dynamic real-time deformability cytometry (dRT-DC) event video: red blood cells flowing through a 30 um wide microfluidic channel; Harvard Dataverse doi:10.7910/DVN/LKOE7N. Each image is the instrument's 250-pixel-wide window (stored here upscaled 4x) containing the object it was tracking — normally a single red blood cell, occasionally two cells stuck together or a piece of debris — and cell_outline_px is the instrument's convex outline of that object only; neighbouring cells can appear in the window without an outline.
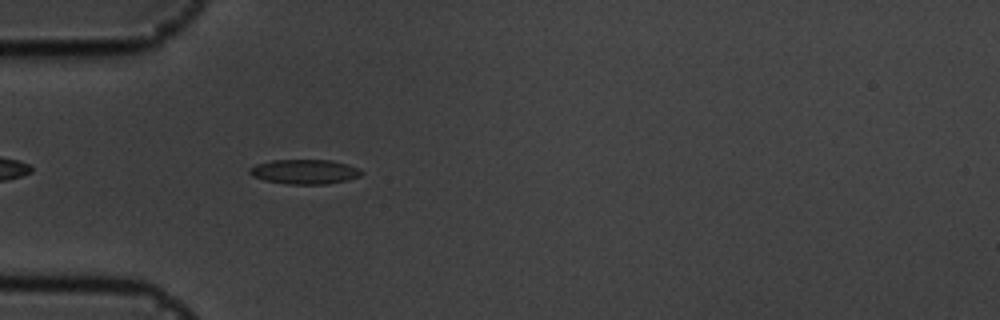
{"species": "common noctule bat (a hibernating species)", "species_latin": "Nyctalus noctula", "temperature_condition": "cold", "stored_images_in_passage": 43, "camera_frame_rate_fps": 3000, "um_per_image_px": 0.085, "animal": {"sex": "male", "body_mass_g": 19.5, "forearm_length_mm": 54.6}, "frame": {"image": 1, "passage_image": 4, "time_ms": 1.0, "image_size_px": [1000, 320], "cell_outline_px": [[364, 172], [360, 176], [348, 180], [328, 184], [288, 184], [264, 180], [252, 176], [248, 172], [248, 168], [256, 164], [272, 160], [332, 160], [348, 164], [360, 168]], "centroid_in_image_um": [25.91, 14.59], "position_along_channel_um": 59.1, "area_um2": 16.24}}
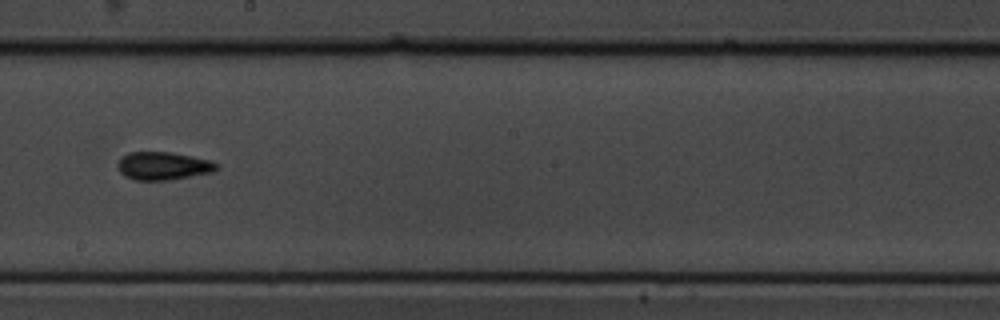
{"frame": {"image": 2, "passage_image": 19, "time_ms": 6.0, "image_size_px": [1000, 320], "cell_outline_px": [[220, 168], [212, 172], [168, 180], [136, 180], [124, 176], [116, 168], [116, 164], [120, 156], [128, 152], [172, 152], [192, 156], [208, 160], [220, 164]], "centroid_in_image_um": [13.83, 14.09], "position_along_channel_um": 234.4, "area_um2": 16.36}}
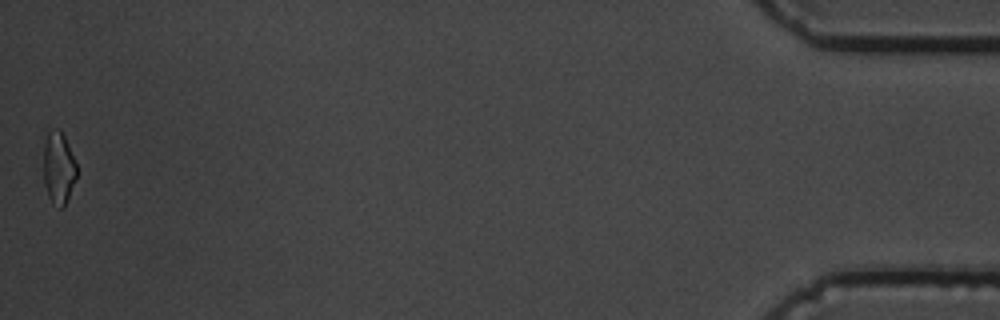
{"frame": {"image": 3, "passage_image": 43, "time_ms": 14.0, "image_size_px": [1000, 320], "cell_outline_px": [[76, 180], [64, 208], [60, 208], [52, 204], [48, 196], [44, 184], [44, 144], [48, 132], [56, 128], [60, 128], [64, 136], [76, 164]], "centroid_in_image_um": [4.97, 14.31], "position_along_channel_um": 430.2, "area_um2": 13.99}, "authors_computed_cell_mechanics": {"area_um2": 15.4326, "velocity_mm_per_s": 3.5879, "shape_relaxation_time_tau1_ms": 6.7509, "shape_relaxation_time_tau2_ms": 3.8762, "deformation_change_tau1": 0.1418, "deformation_change_tau2": 0.0899}}